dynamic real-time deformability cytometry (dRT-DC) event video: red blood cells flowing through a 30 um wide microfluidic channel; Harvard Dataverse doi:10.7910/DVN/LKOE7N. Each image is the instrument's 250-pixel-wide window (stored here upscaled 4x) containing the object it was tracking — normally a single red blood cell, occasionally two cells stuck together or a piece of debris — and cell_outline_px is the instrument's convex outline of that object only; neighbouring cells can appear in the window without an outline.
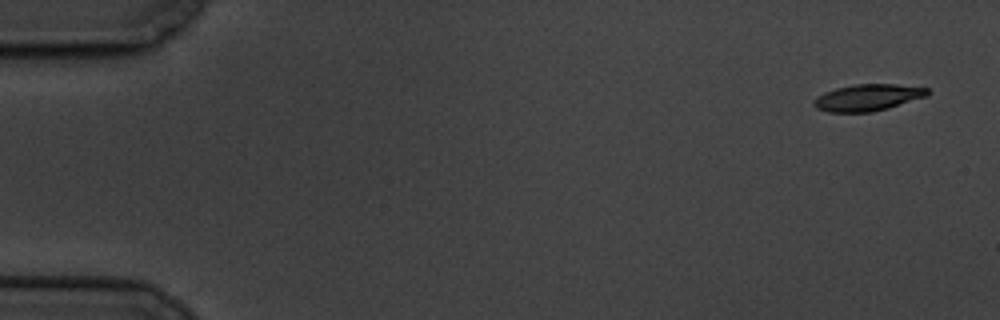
{"species": "common noctule bat (a hibernating species)", "species_latin": "Nyctalus noctula", "temperature_condition": "cold", "stored_images_in_passage": 5, "camera_frame_rate_fps": 3000, "um_per_image_px": 0.085, "animal": {"sex": "male", "body_mass_g": 19.5, "forearm_length_mm": 54.6}, "frame": {"image": 1, "passage_image": 1, "time_ms": 0.0, "image_size_px": [1000, 320], "cell_outline_px": [[928, 96], [888, 108], [872, 112], [828, 112], [816, 108], [812, 104], [824, 92], [836, 88], [856, 84], [896, 84], [928, 88]], "centroid_in_image_um": [73.78, 8.29], "position_along_channel_um": 11.2, "area_um2": 17.51}}
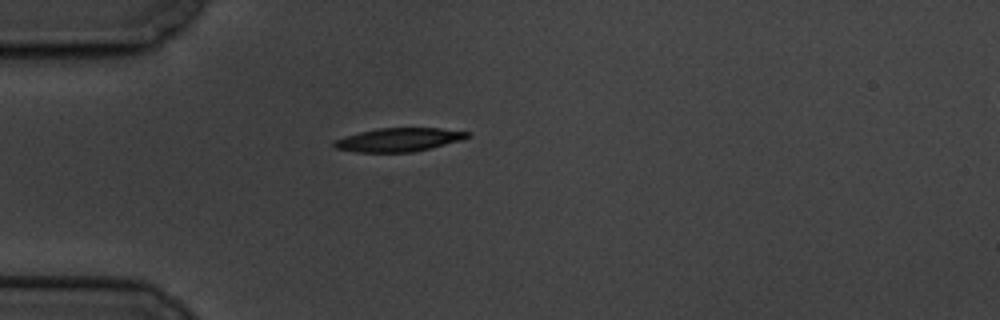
{"frame": {"image": 2, "passage_image": 5, "time_ms": 4.667, "image_size_px": [1000, 320], "cell_outline_px": [[472, 132], [468, 136], [460, 140], [432, 148], [412, 152], [356, 152], [336, 148], [332, 144], [336, 140], [344, 136], [376, 128], [440, 128]], "centroid_in_image_um": [33.9, 11.87], "position_along_channel_um": 51.1, "area_um2": 18.21}}